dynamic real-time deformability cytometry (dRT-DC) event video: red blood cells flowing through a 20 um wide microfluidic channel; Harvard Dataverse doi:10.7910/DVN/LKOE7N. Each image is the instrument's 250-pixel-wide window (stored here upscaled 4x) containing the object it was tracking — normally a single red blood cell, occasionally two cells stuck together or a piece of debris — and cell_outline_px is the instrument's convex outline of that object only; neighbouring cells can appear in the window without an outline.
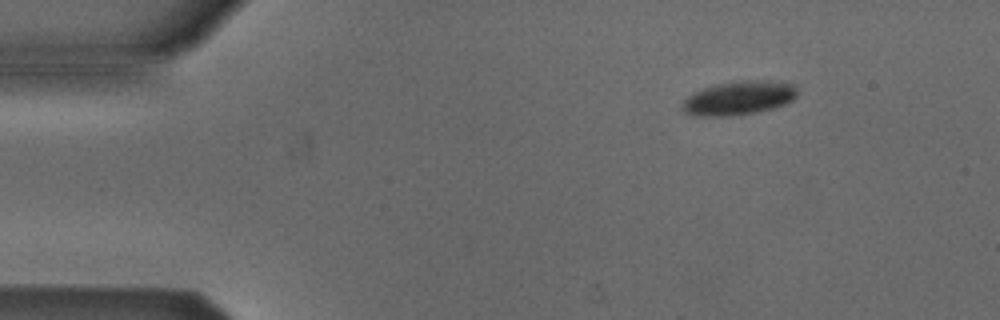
{"species": "Egyptian fruit bat (a non-hibernating species)", "species_latin": "Rousettus aegyptiacus", "temperature_condition": "cold", "stored_images_in_passage": 6, "camera_frame_rate_fps": 3000, "um_per_image_px": 0.085, "animal": {"sex": "male"}, "frame": {"image": 1, "passage_image": 6, "time_ms": 6.0, "image_size_px": [1000, 320], "cell_outline_px": [[796, 96], [792, 100], [784, 104], [772, 108], [756, 112], [728, 116], [692, 116], [684, 112], [680, 108], [680, 104], [692, 92], [716, 84], [748, 80], [764, 80], [792, 84], [796, 88]], "centroid_in_image_um": [62.72, 8.34], "position_along_channel_um": 22.3, "area_um2": 22.6}}